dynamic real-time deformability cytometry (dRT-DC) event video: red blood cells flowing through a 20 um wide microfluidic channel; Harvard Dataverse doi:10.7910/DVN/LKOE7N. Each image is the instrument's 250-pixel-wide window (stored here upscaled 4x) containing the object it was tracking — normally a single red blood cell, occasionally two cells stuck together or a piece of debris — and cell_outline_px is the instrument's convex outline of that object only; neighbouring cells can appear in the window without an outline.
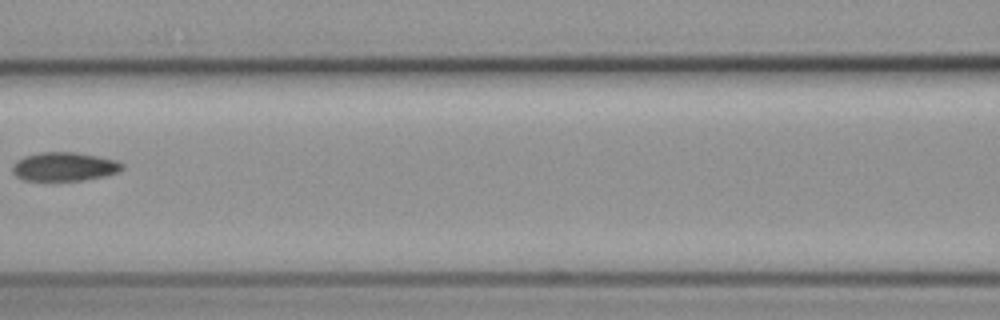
{"species": "common noctule bat (a hibernating species)", "species_latin": "Nyctalus noctula", "temperature_condition": "cold", "stored_images_in_passage": 7, "camera_frame_rate_fps": 3000, "um_per_image_px": 0.085, "animal": {"sex": "female", "body_mass_g": 19.3, "forearm_length_mm": 54.1}, "frame": {"image": 1, "passage_image": 7, "time_ms": 8.333, "image_size_px": [1000, 320], "cell_outline_px": [[124, 168], [120, 172], [104, 176], [84, 180], [24, 180], [16, 176], [12, 172], [12, 168], [16, 160], [24, 156], [40, 152], [76, 152], [116, 160], [124, 164]], "centroid_in_image_um": [5.48, 14.16], "position_along_channel_um": 161.1, "area_um2": 18.44}}